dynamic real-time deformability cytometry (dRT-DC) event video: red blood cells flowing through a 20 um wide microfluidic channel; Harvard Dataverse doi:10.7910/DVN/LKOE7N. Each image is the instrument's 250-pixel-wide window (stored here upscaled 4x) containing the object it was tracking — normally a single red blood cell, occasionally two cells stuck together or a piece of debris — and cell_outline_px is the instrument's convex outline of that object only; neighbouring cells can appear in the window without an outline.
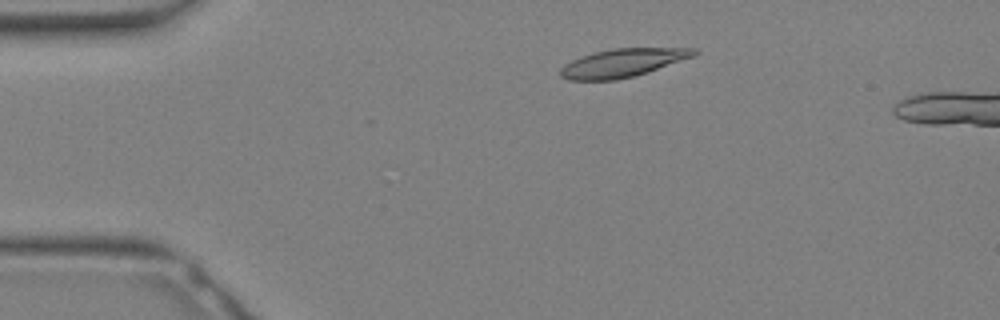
{"species": "Egyptian fruit bat (a non-hibernating species)", "species_latin": "Rousettus aegyptiacus", "temperature_condition": "warm", "stored_images_in_passage": 4, "camera_frame_rate_fps": 3000, "um_per_image_px": 0.085, "animal": {"sex": "female"}, "frame": {"image": 1, "passage_image": 1, "time_ms": 0.0, "image_size_px": [1000, 320], "cell_outline_px": [[700, 52], [696, 56], [648, 72], [616, 80], [568, 80], [560, 76], [560, 68], [564, 64], [572, 60], [596, 52], [612, 48], [700, 48]], "centroid_in_image_um": [52.99, 5.34], "position_along_channel_um": 32.0, "area_um2": 22.08}}